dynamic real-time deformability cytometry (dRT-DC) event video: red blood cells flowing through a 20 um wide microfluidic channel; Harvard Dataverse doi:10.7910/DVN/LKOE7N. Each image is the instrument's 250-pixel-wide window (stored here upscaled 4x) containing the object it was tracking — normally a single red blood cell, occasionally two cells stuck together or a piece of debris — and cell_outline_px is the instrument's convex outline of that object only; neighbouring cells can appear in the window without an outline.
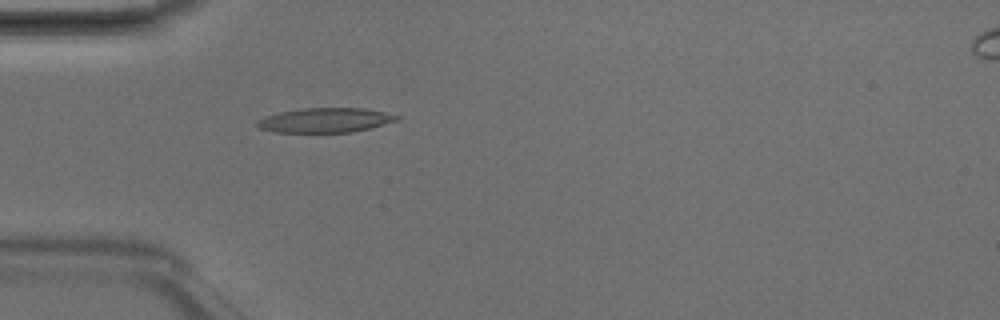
{"species": "Egyptian fruit bat (a non-hibernating species)", "species_latin": "Rousettus aegyptiacus", "temperature_condition": "room temperature", "stored_images_in_passage": 3, "camera_frame_rate_fps": 3000, "um_per_image_px": 0.085, "animal": {"sex": "male"}, "frame": {"image": 1, "passage_image": 3, "time_ms": 0.667, "image_size_px": [1000, 320], "cell_outline_px": [[400, 120], [352, 132], [276, 132], [260, 128], [252, 124], [256, 120], [264, 116], [280, 112], [304, 108], [364, 108], [384, 112], [400, 116]], "centroid_in_image_um": [27.6, 10.21], "position_along_channel_um": 57.4, "area_um2": 20.0}}